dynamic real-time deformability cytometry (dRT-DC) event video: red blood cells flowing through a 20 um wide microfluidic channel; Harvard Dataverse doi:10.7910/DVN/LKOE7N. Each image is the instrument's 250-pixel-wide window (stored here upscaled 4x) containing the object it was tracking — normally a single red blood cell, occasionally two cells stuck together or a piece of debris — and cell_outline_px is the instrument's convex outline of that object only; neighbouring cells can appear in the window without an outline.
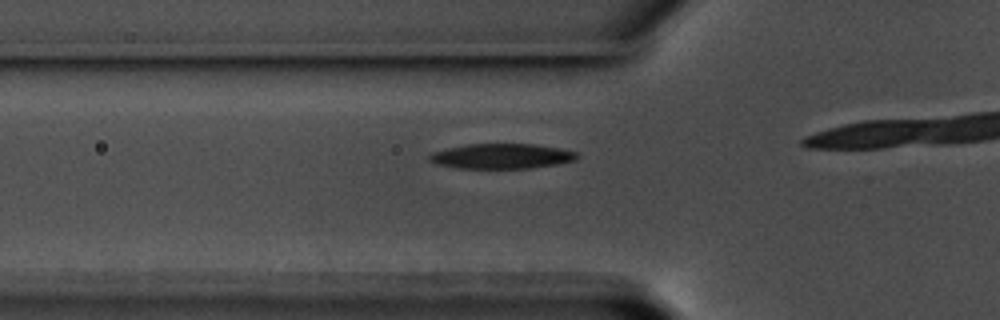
{"species": "common noctule bat (a hibernating species)", "species_latin": "Nyctalus noctula", "temperature_condition": "warm", "stored_images_in_passage": 10, "camera_frame_rate_fps": 3000, "um_per_image_px": 0.085, "animal": {"sex": "male", "body_mass_g": 17.5, "forearm_length_mm": 52.3}, "frame": {"image": 1, "passage_image": 5, "time_ms": 1.333, "image_size_px": [1000, 320], "cell_outline_px": [[580, 156], [576, 160], [556, 164], [532, 168], [460, 168], [436, 164], [428, 160], [428, 156], [432, 152], [448, 148], [468, 144], [532, 144], [560, 148], [576, 152]], "centroid_in_image_um": [42.64, 13.27], "position_along_channel_um": 83.2, "area_um2": 21.5}}
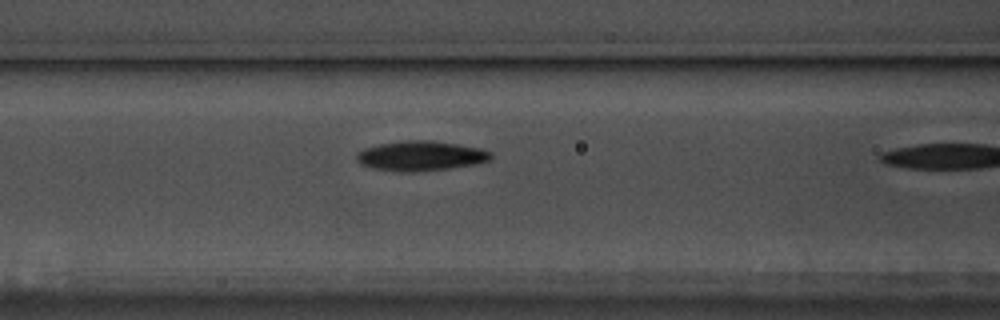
{"frame": {"image": 2, "passage_image": 9, "time_ms": 2.667, "image_size_px": [1000, 320], "cell_outline_px": [[492, 156], [488, 160], [476, 164], [448, 168], [412, 172], [400, 172], [376, 168], [360, 164], [356, 160], [356, 152], [364, 148], [380, 144], [404, 140], [432, 140], [480, 148], [492, 152]], "centroid_in_image_um": [35.74, 13.24], "position_along_channel_um": 130.9, "area_um2": 23.24}}